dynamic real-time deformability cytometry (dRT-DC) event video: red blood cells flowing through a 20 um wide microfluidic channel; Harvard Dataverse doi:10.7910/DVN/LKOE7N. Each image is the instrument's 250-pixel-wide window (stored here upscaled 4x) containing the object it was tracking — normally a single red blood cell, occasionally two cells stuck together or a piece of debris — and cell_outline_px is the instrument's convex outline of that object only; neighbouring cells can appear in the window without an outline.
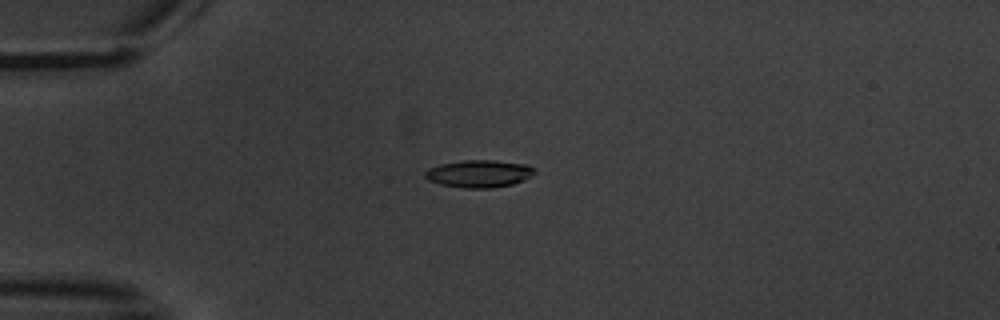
{"species": "common noctule bat (a hibernating species)", "species_latin": "Nyctalus noctula", "temperature_condition": "warm", "stored_images_in_passage": 7, "camera_frame_rate_fps": 3000, "um_per_image_px": 0.085, "animal": {"sex": "male", "body_mass_g": 20.1, "forearm_length_mm": 53.5}, "frame": {"image": 1, "passage_image": 5, "time_ms": 4.667, "image_size_px": [1000, 320], "cell_outline_px": [[536, 172], [532, 176], [524, 180], [512, 184], [492, 188], [464, 188], [440, 184], [428, 180], [424, 176], [424, 172], [428, 168], [440, 164], [464, 160], [492, 160], [528, 164], [536, 168]], "centroid_in_image_um": [40.74, 14.76], "position_along_channel_um": 44.3, "area_um2": 17.69}}